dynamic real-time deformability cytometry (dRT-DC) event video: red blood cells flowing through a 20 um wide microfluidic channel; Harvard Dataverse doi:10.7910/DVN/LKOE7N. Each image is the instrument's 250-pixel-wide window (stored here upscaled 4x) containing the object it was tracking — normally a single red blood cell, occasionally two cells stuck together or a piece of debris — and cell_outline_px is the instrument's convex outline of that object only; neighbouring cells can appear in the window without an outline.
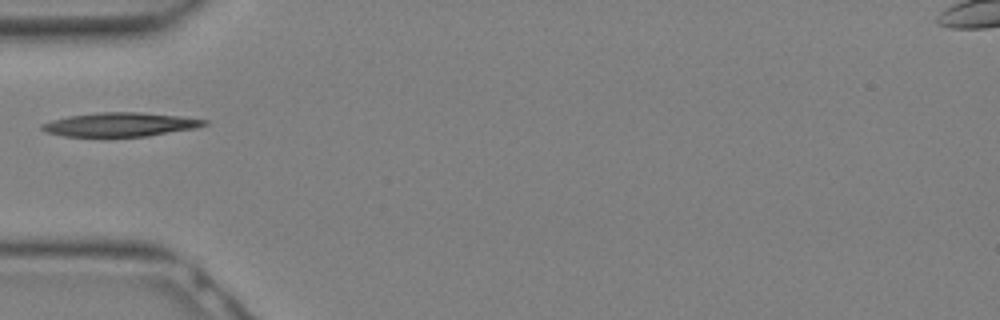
{"species": "Egyptian fruit bat (a non-hibernating species)", "species_latin": "Rousettus aegyptiacus", "temperature_condition": "warm", "stored_images_in_passage": 2, "camera_frame_rate_fps": 3000, "um_per_image_px": 0.085, "animal": {"sex": "female"}, "frame": {"image": 1, "passage_image": 1, "time_ms": 0.0, "image_size_px": [1000, 320], "cell_outline_px": [[208, 124], [196, 128], [148, 136], [64, 136], [44, 132], [40, 128], [40, 124], [52, 120], [68, 116], [100, 112], [140, 112], [180, 116], [208, 120]], "centroid_in_image_um": [10.21, 10.58], "position_along_channel_um": 74.8, "area_um2": 22.6}}